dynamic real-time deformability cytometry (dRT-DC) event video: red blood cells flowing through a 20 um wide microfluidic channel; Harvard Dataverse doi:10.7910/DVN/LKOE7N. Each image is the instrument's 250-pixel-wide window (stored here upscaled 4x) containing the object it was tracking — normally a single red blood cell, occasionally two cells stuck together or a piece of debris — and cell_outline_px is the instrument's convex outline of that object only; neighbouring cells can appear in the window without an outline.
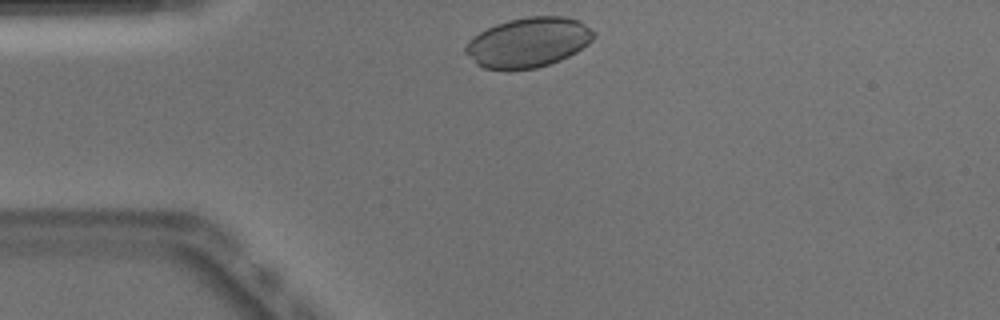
{"species": "Egyptian fruit bat (a non-hibernating species)", "species_latin": "Rousettus aegyptiacus", "temperature_condition": "warm", "stored_images_in_passage": 40, "camera_frame_rate_fps": 3000, "um_per_image_px": 0.085, "animal": {"sex": "male"}, "frame": {"image": 1, "passage_image": 1, "time_ms": 0.0, "image_size_px": [1000, 320], "cell_outline_px": [[596, 36], [588, 44], [576, 52], [560, 60], [536, 68], [484, 68], [476, 64], [464, 52], [464, 48], [468, 40], [480, 32], [496, 24], [508, 20], [528, 16], [564, 16], [580, 20], [596, 32]], "centroid_in_image_um": [44.93, 3.57], "position_along_channel_um": 40.1, "area_um2": 37.05}}
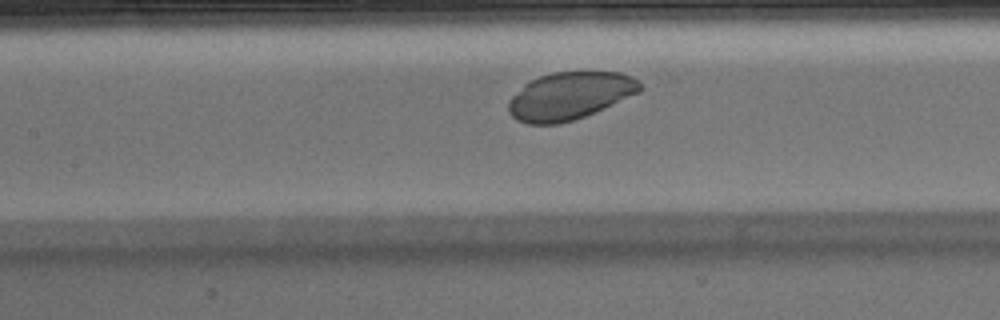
{"frame": {"image": 2, "passage_image": 12, "time_ms": 3.667, "image_size_px": [1000, 320], "cell_outline_px": [[644, 88], [640, 92], [604, 108], [584, 116], [560, 124], [528, 124], [516, 120], [508, 112], [508, 100], [524, 84], [540, 76], [552, 72], [620, 72], [632, 76], [640, 80]], "centroid_in_image_um": [48.44, 8.15], "position_along_channel_um": 159.0, "area_um2": 36.53}}